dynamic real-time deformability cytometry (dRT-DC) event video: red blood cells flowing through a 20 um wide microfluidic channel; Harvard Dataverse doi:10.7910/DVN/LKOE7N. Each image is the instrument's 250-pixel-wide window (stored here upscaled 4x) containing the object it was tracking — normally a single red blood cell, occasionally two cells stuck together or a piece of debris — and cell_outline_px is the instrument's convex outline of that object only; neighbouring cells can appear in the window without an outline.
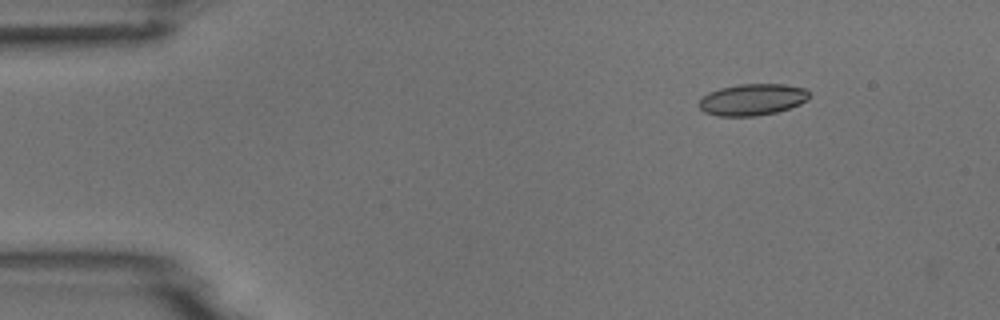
{"species": "common noctule bat (a hibernating species)", "species_latin": "Nyctalus noctula", "temperature_condition": "room temperature", "stored_images_in_passage": 5, "camera_frame_rate_fps": 3000, "um_per_image_px": 0.085, "animal": {"sex": "male", "body_mass_g": 18.8}, "frame": {"image": 1, "passage_image": 2, "time_ms": 1.333, "image_size_px": [1000, 320], "cell_outline_px": [[812, 96], [808, 100], [800, 104], [776, 112], [756, 116], [716, 116], [704, 112], [700, 108], [700, 100], [708, 92], [720, 88], [740, 84], [784, 84], [808, 88]], "centroid_in_image_um": [64.01, 8.46], "position_along_channel_um": 21.0, "area_um2": 20.46}}
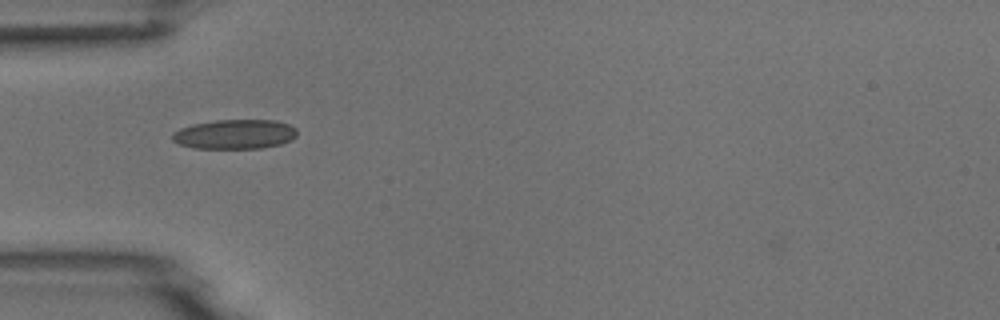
{"frame": {"image": 2, "passage_image": 5, "time_ms": 4.667, "image_size_px": [1000, 320], "cell_outline_px": [[296, 136], [292, 140], [280, 144], [264, 148], [192, 148], [180, 144], [172, 140], [172, 132], [180, 128], [192, 124], [216, 120], [276, 120], [288, 124], [296, 128]], "centroid_in_image_um": [19.96, 11.41], "position_along_channel_um": 65.0, "area_um2": 21.56}}